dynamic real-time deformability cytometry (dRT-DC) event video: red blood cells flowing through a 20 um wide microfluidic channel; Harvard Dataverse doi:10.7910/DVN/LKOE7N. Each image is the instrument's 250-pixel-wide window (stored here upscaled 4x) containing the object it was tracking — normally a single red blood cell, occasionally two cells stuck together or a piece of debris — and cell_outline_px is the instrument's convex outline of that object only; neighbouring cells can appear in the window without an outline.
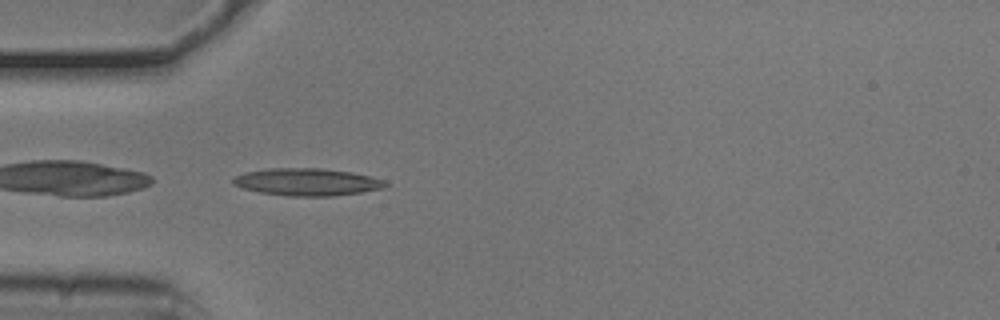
{"species": "common noctule bat (a hibernating species)", "species_latin": "Nyctalus noctula", "temperature_condition": "cold", "stored_images_in_passage": 38, "camera_frame_rate_fps": 3000, "um_per_image_px": 0.085, "animal": {"sex": "male", "body_mass_g": 20.5, "forearm_length_mm": 52.5}, "frame": {"image": 1, "passage_image": 1, "time_ms": 0.0, "image_size_px": [1000, 320], "cell_outline_px": [[388, 184], [384, 188], [360, 192], [332, 196], [288, 196], [260, 192], [244, 188], [232, 184], [232, 180], [236, 176], [244, 172], [268, 168], [320, 168], [352, 172], [372, 176], [384, 180]], "centroid_in_image_um": [26.11, 15.46], "position_along_channel_um": 58.9, "area_um2": 24.28}}